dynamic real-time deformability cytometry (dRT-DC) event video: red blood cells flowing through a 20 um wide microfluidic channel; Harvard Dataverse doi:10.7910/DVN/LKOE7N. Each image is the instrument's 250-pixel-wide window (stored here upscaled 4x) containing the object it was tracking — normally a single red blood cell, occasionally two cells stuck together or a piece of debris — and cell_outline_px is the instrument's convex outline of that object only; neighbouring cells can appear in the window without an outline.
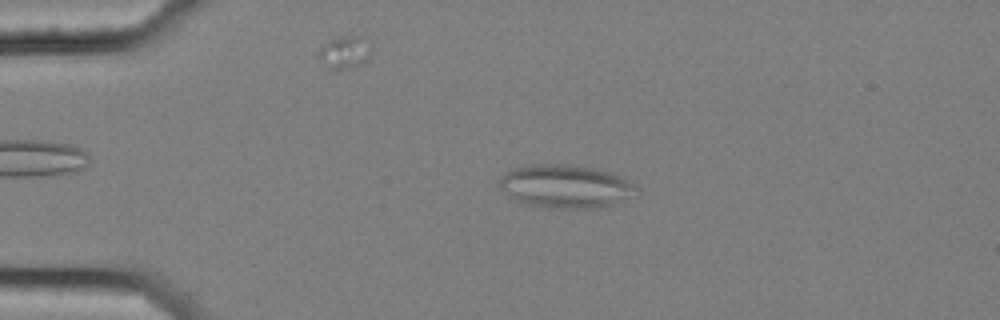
{"species": "common noctule bat (a hibernating species)", "species_latin": "Nyctalus noctula", "temperature_condition": "cold", "stored_images_in_passage": 46, "camera_frame_rate_fps": 3000, "um_per_image_px": 0.085, "animal": {"sex": "female", "body_mass_g": 25.1}, "frame": {"image": 1, "passage_image": 2, "time_ms": 0.333, "image_size_px": [1000, 320], "cell_outline_px": [[640, 192], [616, 204], [596, 208], [548, 208], [524, 204], [516, 200], [500, 188], [500, 176], [504, 172], [516, 168], [532, 164], [568, 164], [592, 168], [608, 172], [628, 180], [640, 188]], "centroid_in_image_um": [48.1, 15.85], "position_along_channel_um": 36.9, "area_um2": 34.62}}
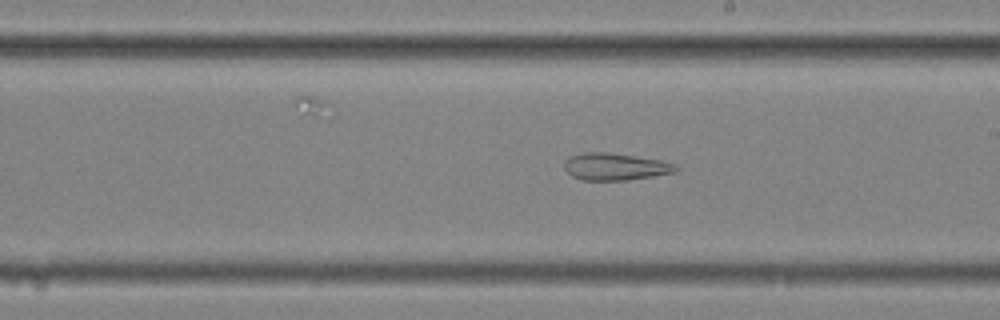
{"frame": {"image": 2, "passage_image": 22, "time_ms": 7.0, "image_size_px": [1000, 320], "cell_outline_px": [[680, 168], [676, 172], [628, 180], [580, 180], [572, 176], [564, 168], [564, 160], [568, 156], [584, 152], [608, 152], [660, 160], [676, 164]], "centroid_in_image_um": [52.27, 14.16], "position_along_channel_um": 236.7, "area_um2": 17.74}}
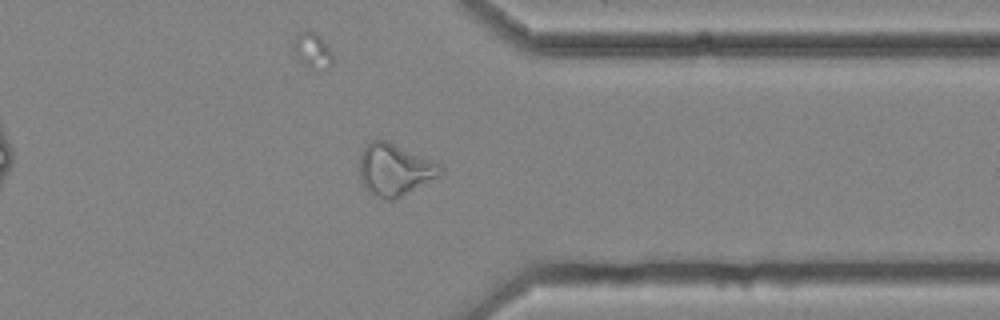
{"frame": {"image": 3, "passage_image": 34, "time_ms": 11.0, "image_size_px": [1000, 320], "cell_outline_px": [[444, 168], [440, 176], [392, 200], [388, 200], [376, 196], [368, 192], [364, 188], [360, 180], [360, 156], [364, 148], [372, 140], [388, 140], [440, 164]], "centroid_in_image_um": [33.54, 14.42], "position_along_channel_um": 377.9, "area_um2": 24.33}, "authors_computed_cell_mechanics": {"area_um2": 24.1893, "velocity_mm_per_s": 3.6102, "shape_relaxation_time_tau1_ms": null, "shape_relaxation_time_tau2_ms": 3.2007, "deformation_change_tau1": null, "deformation_change_tau2": 0.1237}}